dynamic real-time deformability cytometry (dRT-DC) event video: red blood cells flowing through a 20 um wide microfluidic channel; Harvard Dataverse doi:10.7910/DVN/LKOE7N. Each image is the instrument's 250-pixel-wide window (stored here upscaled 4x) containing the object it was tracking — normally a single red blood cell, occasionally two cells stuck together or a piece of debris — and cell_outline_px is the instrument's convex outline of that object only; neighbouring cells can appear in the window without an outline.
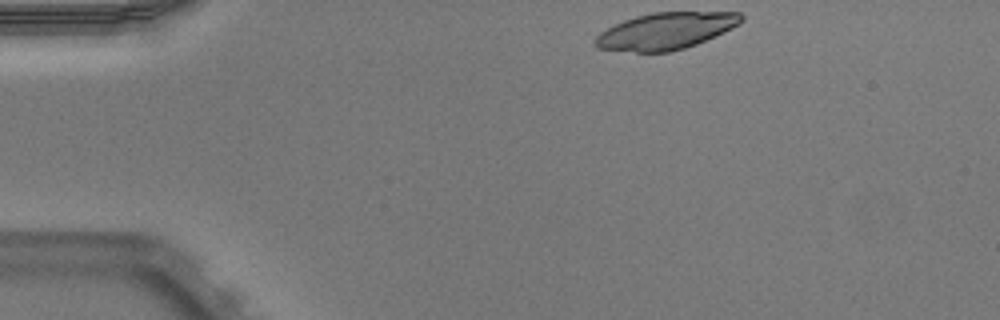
{"species": "Egyptian fruit bat (a non-hibernating species)", "species_latin": "Rousettus aegyptiacus", "temperature_condition": "warm", "stored_images_in_passage": 43, "camera_frame_rate_fps": 3000, "um_per_image_px": 0.085, "animal": {"sex": "male"}, "frame": {"image": 1, "passage_image": 1, "time_ms": 0.0, "image_size_px": [1000, 320], "cell_outline_px": [[744, 20], [740, 24], [732, 28], [696, 44], [684, 48], [668, 52], [636, 52], [596, 48], [592, 44], [592, 40], [600, 32], [624, 20], [636, 16], [652, 12], [740, 12], [744, 16]], "centroid_in_image_um": [56.57, 2.63], "position_along_channel_um": 28.4, "area_um2": 31.27}}